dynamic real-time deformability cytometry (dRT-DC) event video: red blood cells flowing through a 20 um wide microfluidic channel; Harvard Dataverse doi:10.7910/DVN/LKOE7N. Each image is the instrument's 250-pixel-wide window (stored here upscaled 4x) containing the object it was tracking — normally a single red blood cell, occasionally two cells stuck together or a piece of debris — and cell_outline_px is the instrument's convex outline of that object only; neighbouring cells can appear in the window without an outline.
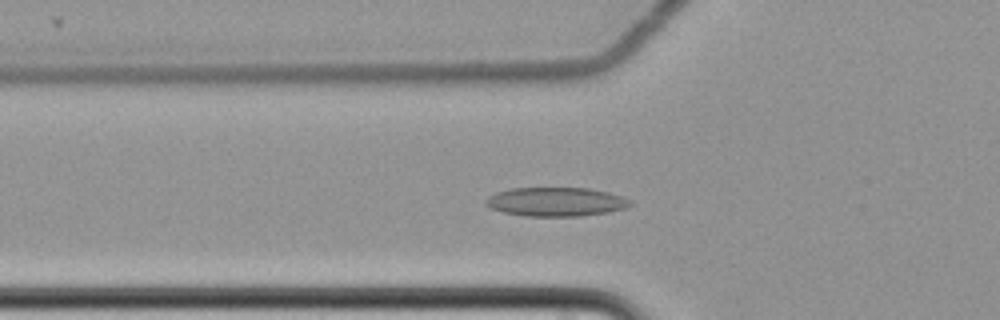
{"species": "common noctule bat (a hibernating species)", "species_latin": "Nyctalus noctula", "temperature_condition": "cold", "stored_images_in_passage": 47, "camera_frame_rate_fps": 3000, "um_per_image_px": 0.085, "animal": {"sex": "female", "body_mass_g": 22.7, "forearm_length_mm": 54.2}, "frame": {"image": 1, "passage_image": 8, "time_ms": 2.333, "image_size_px": [1000, 320], "cell_outline_px": [[632, 204], [628, 208], [608, 212], [580, 216], [524, 216], [504, 212], [492, 208], [484, 204], [484, 200], [488, 196], [496, 192], [512, 188], [588, 188], [608, 192], [620, 196], [628, 200]], "centroid_in_image_um": [47.23, 17.15], "position_along_channel_um": 78.6, "area_um2": 24.33}}
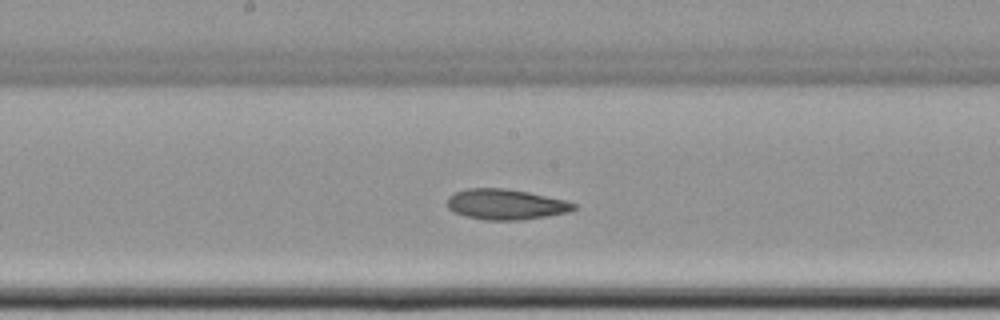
{"frame": {"image": 2, "passage_image": 19, "time_ms": 6.0, "image_size_px": [1000, 320], "cell_outline_px": [[576, 208], [568, 212], [520, 220], [484, 220], [464, 216], [448, 208], [448, 196], [452, 192], [468, 188], [504, 188], [528, 192], [568, 200], [576, 204]], "centroid_in_image_um": [42.98, 17.36], "position_along_channel_um": 205.2, "area_um2": 22.54}}
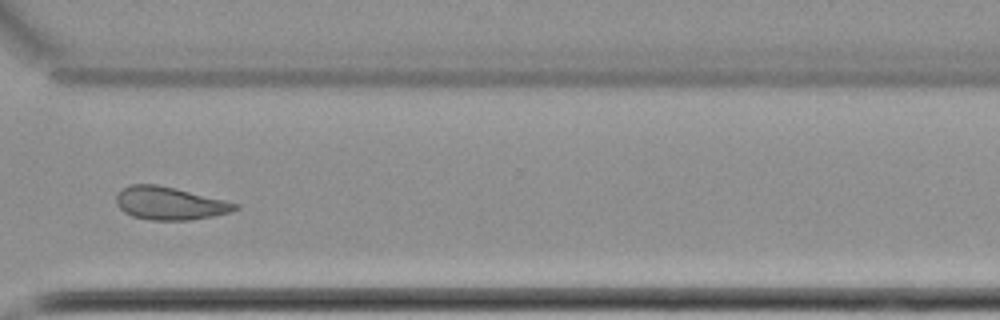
{"frame": {"image": 3, "passage_image": 32, "time_ms": 10.333, "image_size_px": [1000, 320], "cell_outline_px": [[240, 208], [232, 212], [192, 220], [152, 220], [132, 216], [124, 212], [116, 204], [116, 196], [124, 188], [132, 184], [156, 184], [224, 200], [240, 204]], "centroid_in_image_um": [14.44, 17.3], "position_along_channel_um": 356.2, "area_um2": 22.6}, "authors_computed_cell_mechanics": {"area_um2": 23.0622, "velocity_mm_per_s": 3.4674, "shape_relaxation_time_tau1_ms": 11.0213, "shape_relaxation_time_tau2_ms": null, "deformation_change_tau1": 0.1608, "deformation_change_tau2": null}}